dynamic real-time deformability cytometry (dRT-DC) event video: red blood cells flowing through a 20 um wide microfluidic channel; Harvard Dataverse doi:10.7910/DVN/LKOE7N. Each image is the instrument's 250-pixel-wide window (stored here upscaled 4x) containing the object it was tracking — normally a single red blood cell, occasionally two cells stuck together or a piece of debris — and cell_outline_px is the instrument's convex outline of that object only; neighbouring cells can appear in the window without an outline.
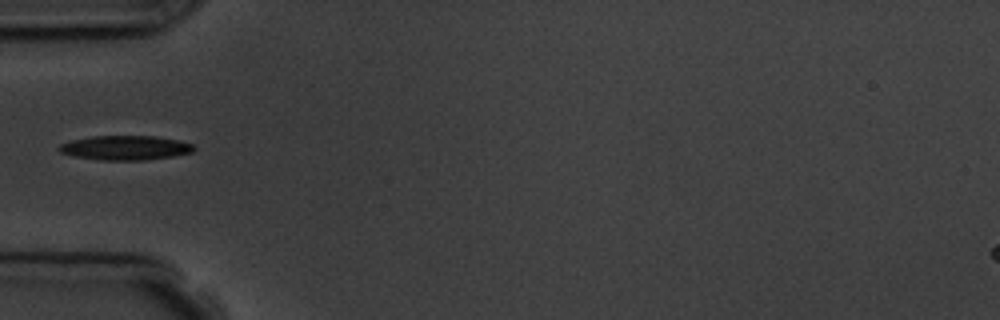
{"species": "common noctule bat (a hibernating species)", "species_latin": "Nyctalus noctula", "temperature_condition": "room temperature", "stored_images_in_passage": 6, "camera_frame_rate_fps": 3000, "um_per_image_px": 0.085, "animal": {"sex": "male", "body_mass_g": 19.5, "forearm_length_mm": 54.6}, "frame": {"image": 1, "passage_image": 6, "time_ms": 6.333, "image_size_px": [1000, 320], "cell_outline_px": [[196, 148], [192, 152], [172, 156], [144, 160], [100, 160], [76, 156], [60, 152], [56, 148], [60, 144], [72, 140], [92, 136], [156, 136], [176, 140], [192, 144]], "centroid_in_image_um": [10.63, 12.56], "position_along_channel_um": 74.4, "area_um2": 19.02}}